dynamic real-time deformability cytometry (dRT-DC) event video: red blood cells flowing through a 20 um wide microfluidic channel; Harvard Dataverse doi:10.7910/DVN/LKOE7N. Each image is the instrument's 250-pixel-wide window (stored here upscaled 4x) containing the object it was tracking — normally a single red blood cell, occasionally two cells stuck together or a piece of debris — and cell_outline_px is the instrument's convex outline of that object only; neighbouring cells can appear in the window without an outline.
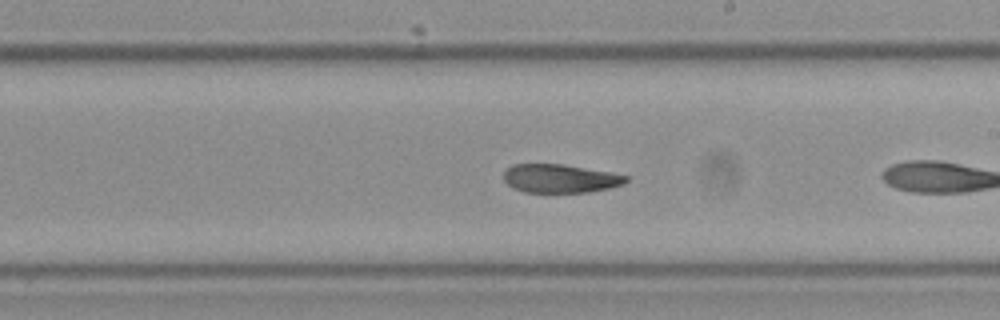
{"species": "Egyptian fruit bat (a non-hibernating species)", "species_latin": "Rousettus aegyptiacus", "temperature_condition": "cold", "stored_images_in_passage": 22, "camera_frame_rate_fps": 3000, "um_per_image_px": 0.085, "frame": {"image": 1, "passage_image": 16, "time_ms": 5.0, "image_size_px": [1000, 320], "cell_outline_px": [[628, 180], [624, 184], [608, 188], [588, 192], [524, 192], [512, 188], [504, 180], [504, 172], [512, 164], [564, 164], [608, 172], [628, 176]], "centroid_in_image_um": [47.59, 15.17], "position_along_channel_um": 241.4, "area_um2": 20.23}}
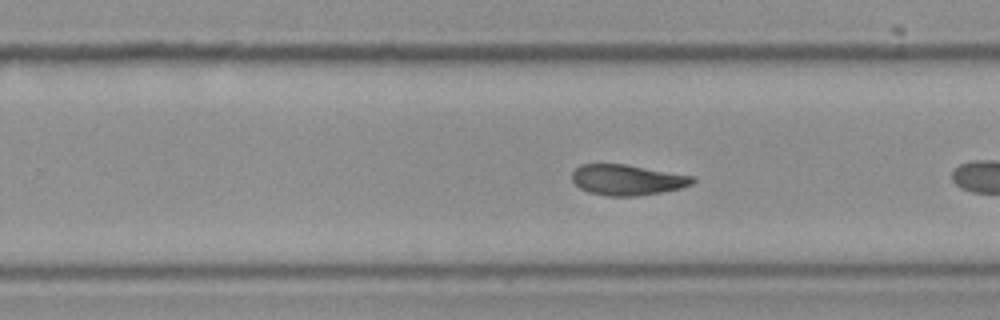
{"frame": {"image": 2, "passage_image": 19, "time_ms": 6.0, "image_size_px": [1000, 320], "cell_outline_px": [[696, 180], [692, 184], [680, 188], [660, 192], [636, 196], [608, 196], [588, 192], [580, 188], [572, 180], [572, 172], [580, 164], [624, 164], [692, 176]], "centroid_in_image_um": [53.28, 15.29], "position_along_channel_um": 276.5, "area_um2": 21.27}}